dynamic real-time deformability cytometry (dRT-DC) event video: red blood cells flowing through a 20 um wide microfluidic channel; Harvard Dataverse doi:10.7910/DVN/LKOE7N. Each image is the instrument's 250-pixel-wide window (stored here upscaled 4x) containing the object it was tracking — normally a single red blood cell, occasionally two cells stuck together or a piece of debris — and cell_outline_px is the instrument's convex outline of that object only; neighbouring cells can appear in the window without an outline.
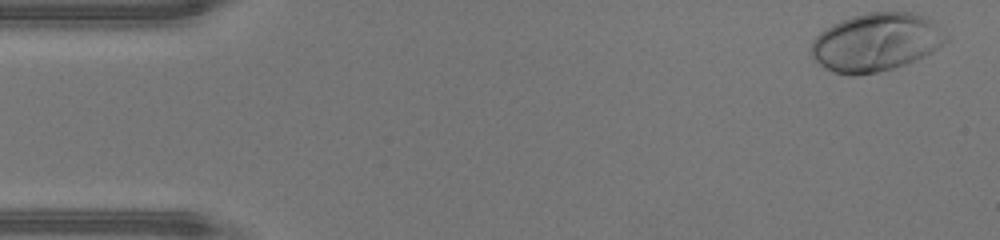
{"species": "human", "species_latin": "Homo sapiens", "temperature_condition": "warm", "stored_images_in_passage": 41, "camera_frame_rate_fps": 3000, "um_per_image_px": 0.085, "donor": {"sex": "male"}, "frame": {"image": 1, "passage_image": 1, "time_ms": 0.0, "image_size_px": [1000, 240], "cell_outline_px": [[948, 40], [932, 52], [924, 56], [904, 64], [892, 68], [876, 72], [852, 76], [836, 72], [824, 68], [812, 56], [812, 40], [820, 32], [832, 24], [840, 20], [852, 16], [868, 12], [916, 12], [932, 20], [948, 36]], "centroid_in_image_um": [74.47, 3.57], "position_along_channel_um": 10.5, "area_um2": 45.55}}
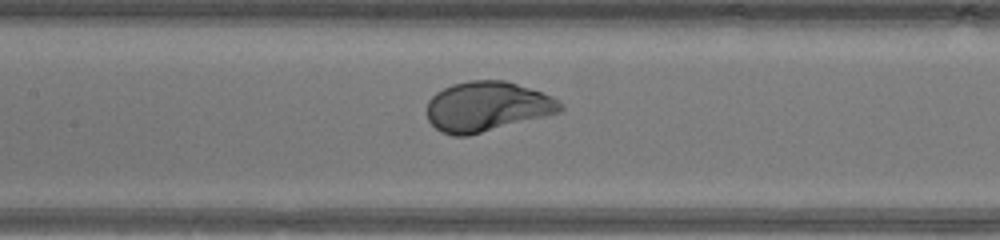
{"frame": {"image": 2, "passage_image": 20, "time_ms": 6.333, "image_size_px": [1000, 240], "cell_outline_px": [[564, 108], [560, 112], [468, 136], [452, 136], [440, 132], [428, 120], [428, 100], [436, 92], [452, 84], [468, 80], [504, 80], [552, 96], [564, 104]], "centroid_in_image_um": [41.38, 9.06], "position_along_channel_um": 166.0, "area_um2": 38.67}}
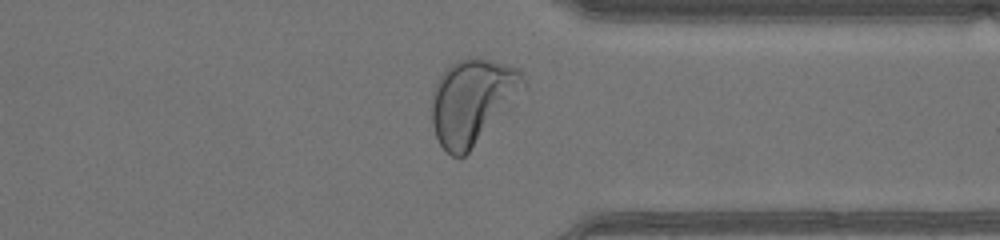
{"frame": {"image": 3, "passage_image": 34, "time_ms": 11.0, "image_size_px": [1000, 240], "cell_outline_px": [[524, 84], [516, 104], [464, 156], [452, 156], [440, 144], [436, 136], [432, 124], [432, 92], [436, 80], [452, 64], [468, 56], [476, 56], [516, 68], [520, 72], [524, 80]], "centroid_in_image_um": [40.15, 8.62], "position_along_channel_um": 371.2, "area_um2": 45.49}, "authors_computed_cell_mechanics": {"area_um2": 39.5352, "velocity_mm_per_s": 4.4742, "shape_relaxation_time_tau1_ms": 1.7743, "shape_relaxation_time_tau2_ms": null, "deformation_change_tau1": 0.1713, "deformation_change_tau2": null}}